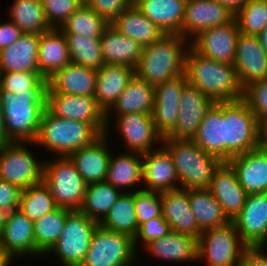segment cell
I'll list each match as a JSON object with an SVG mask.
<instances>
[{
  "label": "cell",
  "instance_id": "obj_38",
  "mask_svg": "<svg viewBox=\"0 0 267 266\" xmlns=\"http://www.w3.org/2000/svg\"><path fill=\"white\" fill-rule=\"evenodd\" d=\"M189 200L196 222L202 231L223 226L231 221L208 189H190Z\"/></svg>",
  "mask_w": 267,
  "mask_h": 266
},
{
  "label": "cell",
  "instance_id": "obj_27",
  "mask_svg": "<svg viewBox=\"0 0 267 266\" xmlns=\"http://www.w3.org/2000/svg\"><path fill=\"white\" fill-rule=\"evenodd\" d=\"M40 37L41 34L23 33L16 42L0 50V73L39 72Z\"/></svg>",
  "mask_w": 267,
  "mask_h": 266
},
{
  "label": "cell",
  "instance_id": "obj_35",
  "mask_svg": "<svg viewBox=\"0 0 267 266\" xmlns=\"http://www.w3.org/2000/svg\"><path fill=\"white\" fill-rule=\"evenodd\" d=\"M142 176V154L134 152H123L119 155L115 154V156L111 154L106 182L118 188L121 192H126L128 187L140 186Z\"/></svg>",
  "mask_w": 267,
  "mask_h": 266
},
{
  "label": "cell",
  "instance_id": "obj_10",
  "mask_svg": "<svg viewBox=\"0 0 267 266\" xmlns=\"http://www.w3.org/2000/svg\"><path fill=\"white\" fill-rule=\"evenodd\" d=\"M137 253L131 236L98 225L80 266H134Z\"/></svg>",
  "mask_w": 267,
  "mask_h": 266
},
{
  "label": "cell",
  "instance_id": "obj_3",
  "mask_svg": "<svg viewBox=\"0 0 267 266\" xmlns=\"http://www.w3.org/2000/svg\"><path fill=\"white\" fill-rule=\"evenodd\" d=\"M0 108L8 141L34 143L46 110V93L13 94L1 89Z\"/></svg>",
  "mask_w": 267,
  "mask_h": 266
},
{
  "label": "cell",
  "instance_id": "obj_2",
  "mask_svg": "<svg viewBox=\"0 0 267 266\" xmlns=\"http://www.w3.org/2000/svg\"><path fill=\"white\" fill-rule=\"evenodd\" d=\"M188 41L181 34H165L159 41L143 47L135 75L156 86L185 74Z\"/></svg>",
  "mask_w": 267,
  "mask_h": 266
},
{
  "label": "cell",
  "instance_id": "obj_23",
  "mask_svg": "<svg viewBox=\"0 0 267 266\" xmlns=\"http://www.w3.org/2000/svg\"><path fill=\"white\" fill-rule=\"evenodd\" d=\"M161 215L169 223L170 230L195 237L202 230L190 207L189 190L178 188L161 193Z\"/></svg>",
  "mask_w": 267,
  "mask_h": 266
},
{
  "label": "cell",
  "instance_id": "obj_24",
  "mask_svg": "<svg viewBox=\"0 0 267 266\" xmlns=\"http://www.w3.org/2000/svg\"><path fill=\"white\" fill-rule=\"evenodd\" d=\"M222 206L226 216L232 221L245 204L247 193L240 185L235 170L228 162H222L213 173L207 188Z\"/></svg>",
  "mask_w": 267,
  "mask_h": 266
},
{
  "label": "cell",
  "instance_id": "obj_40",
  "mask_svg": "<svg viewBox=\"0 0 267 266\" xmlns=\"http://www.w3.org/2000/svg\"><path fill=\"white\" fill-rule=\"evenodd\" d=\"M8 12L10 20L24 33L41 34L51 29L41 0H14Z\"/></svg>",
  "mask_w": 267,
  "mask_h": 266
},
{
  "label": "cell",
  "instance_id": "obj_28",
  "mask_svg": "<svg viewBox=\"0 0 267 266\" xmlns=\"http://www.w3.org/2000/svg\"><path fill=\"white\" fill-rule=\"evenodd\" d=\"M134 75V68L117 64H104L97 70L95 99L105 114L116 103Z\"/></svg>",
  "mask_w": 267,
  "mask_h": 266
},
{
  "label": "cell",
  "instance_id": "obj_5",
  "mask_svg": "<svg viewBox=\"0 0 267 266\" xmlns=\"http://www.w3.org/2000/svg\"><path fill=\"white\" fill-rule=\"evenodd\" d=\"M162 143L171 154L180 188L190 190L209 187L213 173L222 163L217 157L205 153L192 139L163 138Z\"/></svg>",
  "mask_w": 267,
  "mask_h": 266
},
{
  "label": "cell",
  "instance_id": "obj_20",
  "mask_svg": "<svg viewBox=\"0 0 267 266\" xmlns=\"http://www.w3.org/2000/svg\"><path fill=\"white\" fill-rule=\"evenodd\" d=\"M233 65L243 89L267 78V55L257 36L239 34Z\"/></svg>",
  "mask_w": 267,
  "mask_h": 266
},
{
  "label": "cell",
  "instance_id": "obj_50",
  "mask_svg": "<svg viewBox=\"0 0 267 266\" xmlns=\"http://www.w3.org/2000/svg\"><path fill=\"white\" fill-rule=\"evenodd\" d=\"M170 231L169 223L165 221L162 215L145 221L139 225L138 232L134 237L136 251L138 247L145 246L153 240L160 239L166 236ZM140 242L142 245L138 246Z\"/></svg>",
  "mask_w": 267,
  "mask_h": 266
},
{
  "label": "cell",
  "instance_id": "obj_11",
  "mask_svg": "<svg viewBox=\"0 0 267 266\" xmlns=\"http://www.w3.org/2000/svg\"><path fill=\"white\" fill-rule=\"evenodd\" d=\"M31 142H9L0 147V179L22 190L43 181L44 162L27 148Z\"/></svg>",
  "mask_w": 267,
  "mask_h": 266
},
{
  "label": "cell",
  "instance_id": "obj_45",
  "mask_svg": "<svg viewBox=\"0 0 267 266\" xmlns=\"http://www.w3.org/2000/svg\"><path fill=\"white\" fill-rule=\"evenodd\" d=\"M240 33L257 36L267 27V0H249L236 14Z\"/></svg>",
  "mask_w": 267,
  "mask_h": 266
},
{
  "label": "cell",
  "instance_id": "obj_37",
  "mask_svg": "<svg viewBox=\"0 0 267 266\" xmlns=\"http://www.w3.org/2000/svg\"><path fill=\"white\" fill-rule=\"evenodd\" d=\"M139 190L142 189L133 188V191L122 192L99 225L109 231L127 234L134 239L139 228L135 212V192Z\"/></svg>",
  "mask_w": 267,
  "mask_h": 266
},
{
  "label": "cell",
  "instance_id": "obj_57",
  "mask_svg": "<svg viewBox=\"0 0 267 266\" xmlns=\"http://www.w3.org/2000/svg\"><path fill=\"white\" fill-rule=\"evenodd\" d=\"M7 143H9V141L5 134L3 111L0 108V147Z\"/></svg>",
  "mask_w": 267,
  "mask_h": 266
},
{
  "label": "cell",
  "instance_id": "obj_53",
  "mask_svg": "<svg viewBox=\"0 0 267 266\" xmlns=\"http://www.w3.org/2000/svg\"><path fill=\"white\" fill-rule=\"evenodd\" d=\"M20 30L10 19L0 24V50L9 47L16 42L22 35Z\"/></svg>",
  "mask_w": 267,
  "mask_h": 266
},
{
  "label": "cell",
  "instance_id": "obj_29",
  "mask_svg": "<svg viewBox=\"0 0 267 266\" xmlns=\"http://www.w3.org/2000/svg\"><path fill=\"white\" fill-rule=\"evenodd\" d=\"M37 63L39 72L46 81L71 63L68 43L60 29L41 33Z\"/></svg>",
  "mask_w": 267,
  "mask_h": 266
},
{
  "label": "cell",
  "instance_id": "obj_41",
  "mask_svg": "<svg viewBox=\"0 0 267 266\" xmlns=\"http://www.w3.org/2000/svg\"><path fill=\"white\" fill-rule=\"evenodd\" d=\"M70 211L69 209L58 207L33 223L36 256L47 255L56 244L64 228L67 214Z\"/></svg>",
  "mask_w": 267,
  "mask_h": 266
},
{
  "label": "cell",
  "instance_id": "obj_8",
  "mask_svg": "<svg viewBox=\"0 0 267 266\" xmlns=\"http://www.w3.org/2000/svg\"><path fill=\"white\" fill-rule=\"evenodd\" d=\"M197 261L207 266H238L247 246L232 221L203 230L197 240Z\"/></svg>",
  "mask_w": 267,
  "mask_h": 266
},
{
  "label": "cell",
  "instance_id": "obj_9",
  "mask_svg": "<svg viewBox=\"0 0 267 266\" xmlns=\"http://www.w3.org/2000/svg\"><path fill=\"white\" fill-rule=\"evenodd\" d=\"M99 223L80 210L67 214L64 228L56 244L47 254L58 256L62 266H80L90 246L92 235Z\"/></svg>",
  "mask_w": 267,
  "mask_h": 266
},
{
  "label": "cell",
  "instance_id": "obj_31",
  "mask_svg": "<svg viewBox=\"0 0 267 266\" xmlns=\"http://www.w3.org/2000/svg\"><path fill=\"white\" fill-rule=\"evenodd\" d=\"M197 247L195 237L170 231L166 236L151 241L142 249L156 259L189 263L198 260Z\"/></svg>",
  "mask_w": 267,
  "mask_h": 266
},
{
  "label": "cell",
  "instance_id": "obj_36",
  "mask_svg": "<svg viewBox=\"0 0 267 266\" xmlns=\"http://www.w3.org/2000/svg\"><path fill=\"white\" fill-rule=\"evenodd\" d=\"M192 140L223 162V102L214 103L206 112Z\"/></svg>",
  "mask_w": 267,
  "mask_h": 266
},
{
  "label": "cell",
  "instance_id": "obj_49",
  "mask_svg": "<svg viewBox=\"0 0 267 266\" xmlns=\"http://www.w3.org/2000/svg\"><path fill=\"white\" fill-rule=\"evenodd\" d=\"M242 99L256 115L258 121L267 116V78L247 85L243 89Z\"/></svg>",
  "mask_w": 267,
  "mask_h": 266
},
{
  "label": "cell",
  "instance_id": "obj_60",
  "mask_svg": "<svg viewBox=\"0 0 267 266\" xmlns=\"http://www.w3.org/2000/svg\"><path fill=\"white\" fill-rule=\"evenodd\" d=\"M6 213L4 211L0 210V240L2 238V233H3V228L5 224V219H6Z\"/></svg>",
  "mask_w": 267,
  "mask_h": 266
},
{
  "label": "cell",
  "instance_id": "obj_48",
  "mask_svg": "<svg viewBox=\"0 0 267 266\" xmlns=\"http://www.w3.org/2000/svg\"><path fill=\"white\" fill-rule=\"evenodd\" d=\"M135 212L138 226L161 215V193L139 190L135 192Z\"/></svg>",
  "mask_w": 267,
  "mask_h": 266
},
{
  "label": "cell",
  "instance_id": "obj_15",
  "mask_svg": "<svg viewBox=\"0 0 267 266\" xmlns=\"http://www.w3.org/2000/svg\"><path fill=\"white\" fill-rule=\"evenodd\" d=\"M115 117L116 131L128 152L145 154L158 148L154 147L156 142L162 144L163 137L156 130L152 114L129 113Z\"/></svg>",
  "mask_w": 267,
  "mask_h": 266
},
{
  "label": "cell",
  "instance_id": "obj_6",
  "mask_svg": "<svg viewBox=\"0 0 267 266\" xmlns=\"http://www.w3.org/2000/svg\"><path fill=\"white\" fill-rule=\"evenodd\" d=\"M259 146V121L247 103L223 102V162Z\"/></svg>",
  "mask_w": 267,
  "mask_h": 266
},
{
  "label": "cell",
  "instance_id": "obj_26",
  "mask_svg": "<svg viewBox=\"0 0 267 266\" xmlns=\"http://www.w3.org/2000/svg\"><path fill=\"white\" fill-rule=\"evenodd\" d=\"M97 70L70 63L47 80L46 93L95 97Z\"/></svg>",
  "mask_w": 267,
  "mask_h": 266
},
{
  "label": "cell",
  "instance_id": "obj_18",
  "mask_svg": "<svg viewBox=\"0 0 267 266\" xmlns=\"http://www.w3.org/2000/svg\"><path fill=\"white\" fill-rule=\"evenodd\" d=\"M235 17L216 0H186L181 35L193 39L204 30L224 25Z\"/></svg>",
  "mask_w": 267,
  "mask_h": 266
},
{
  "label": "cell",
  "instance_id": "obj_1",
  "mask_svg": "<svg viewBox=\"0 0 267 266\" xmlns=\"http://www.w3.org/2000/svg\"><path fill=\"white\" fill-rule=\"evenodd\" d=\"M187 82L216 102L236 101L243 97L234 65L203 57L191 47L186 52Z\"/></svg>",
  "mask_w": 267,
  "mask_h": 266
},
{
  "label": "cell",
  "instance_id": "obj_58",
  "mask_svg": "<svg viewBox=\"0 0 267 266\" xmlns=\"http://www.w3.org/2000/svg\"><path fill=\"white\" fill-rule=\"evenodd\" d=\"M257 38L259 40V43L263 49V51L266 53L267 55V27H265L262 32H260L257 35Z\"/></svg>",
  "mask_w": 267,
  "mask_h": 266
},
{
  "label": "cell",
  "instance_id": "obj_42",
  "mask_svg": "<svg viewBox=\"0 0 267 266\" xmlns=\"http://www.w3.org/2000/svg\"><path fill=\"white\" fill-rule=\"evenodd\" d=\"M109 23L84 3L61 27L64 34L100 39Z\"/></svg>",
  "mask_w": 267,
  "mask_h": 266
},
{
  "label": "cell",
  "instance_id": "obj_55",
  "mask_svg": "<svg viewBox=\"0 0 267 266\" xmlns=\"http://www.w3.org/2000/svg\"><path fill=\"white\" fill-rule=\"evenodd\" d=\"M219 4L227 7L236 14L249 0H216Z\"/></svg>",
  "mask_w": 267,
  "mask_h": 266
},
{
  "label": "cell",
  "instance_id": "obj_19",
  "mask_svg": "<svg viewBox=\"0 0 267 266\" xmlns=\"http://www.w3.org/2000/svg\"><path fill=\"white\" fill-rule=\"evenodd\" d=\"M160 146L142 154V190L162 193L180 188L171 154L163 144Z\"/></svg>",
  "mask_w": 267,
  "mask_h": 266
},
{
  "label": "cell",
  "instance_id": "obj_47",
  "mask_svg": "<svg viewBox=\"0 0 267 266\" xmlns=\"http://www.w3.org/2000/svg\"><path fill=\"white\" fill-rule=\"evenodd\" d=\"M51 29H61L67 19L85 2L82 0H41Z\"/></svg>",
  "mask_w": 267,
  "mask_h": 266
},
{
  "label": "cell",
  "instance_id": "obj_14",
  "mask_svg": "<svg viewBox=\"0 0 267 266\" xmlns=\"http://www.w3.org/2000/svg\"><path fill=\"white\" fill-rule=\"evenodd\" d=\"M232 222L247 247L267 245V193L247 195L244 206Z\"/></svg>",
  "mask_w": 267,
  "mask_h": 266
},
{
  "label": "cell",
  "instance_id": "obj_13",
  "mask_svg": "<svg viewBox=\"0 0 267 266\" xmlns=\"http://www.w3.org/2000/svg\"><path fill=\"white\" fill-rule=\"evenodd\" d=\"M240 34L235 17L224 25L212 27L190 38V47L203 57L232 64Z\"/></svg>",
  "mask_w": 267,
  "mask_h": 266
},
{
  "label": "cell",
  "instance_id": "obj_30",
  "mask_svg": "<svg viewBox=\"0 0 267 266\" xmlns=\"http://www.w3.org/2000/svg\"><path fill=\"white\" fill-rule=\"evenodd\" d=\"M154 105V86L138 78L136 75L128 82L116 103L106 113V131L110 130V118L115 111V116L129 113L152 114Z\"/></svg>",
  "mask_w": 267,
  "mask_h": 266
},
{
  "label": "cell",
  "instance_id": "obj_44",
  "mask_svg": "<svg viewBox=\"0 0 267 266\" xmlns=\"http://www.w3.org/2000/svg\"><path fill=\"white\" fill-rule=\"evenodd\" d=\"M56 208L55 200L44 181L22 191L18 209L33 223Z\"/></svg>",
  "mask_w": 267,
  "mask_h": 266
},
{
  "label": "cell",
  "instance_id": "obj_22",
  "mask_svg": "<svg viewBox=\"0 0 267 266\" xmlns=\"http://www.w3.org/2000/svg\"><path fill=\"white\" fill-rule=\"evenodd\" d=\"M0 246L13 260L36 256L34 224L21 210L6 215Z\"/></svg>",
  "mask_w": 267,
  "mask_h": 266
},
{
  "label": "cell",
  "instance_id": "obj_59",
  "mask_svg": "<svg viewBox=\"0 0 267 266\" xmlns=\"http://www.w3.org/2000/svg\"><path fill=\"white\" fill-rule=\"evenodd\" d=\"M13 259L0 246V266H10Z\"/></svg>",
  "mask_w": 267,
  "mask_h": 266
},
{
  "label": "cell",
  "instance_id": "obj_21",
  "mask_svg": "<svg viewBox=\"0 0 267 266\" xmlns=\"http://www.w3.org/2000/svg\"><path fill=\"white\" fill-rule=\"evenodd\" d=\"M108 132L106 131L90 145L84 146L68 156L87 185L106 180L112 154V149L110 151L109 142H107Z\"/></svg>",
  "mask_w": 267,
  "mask_h": 266
},
{
  "label": "cell",
  "instance_id": "obj_54",
  "mask_svg": "<svg viewBox=\"0 0 267 266\" xmlns=\"http://www.w3.org/2000/svg\"><path fill=\"white\" fill-rule=\"evenodd\" d=\"M265 247H247L238 266H267Z\"/></svg>",
  "mask_w": 267,
  "mask_h": 266
},
{
  "label": "cell",
  "instance_id": "obj_4",
  "mask_svg": "<svg viewBox=\"0 0 267 266\" xmlns=\"http://www.w3.org/2000/svg\"><path fill=\"white\" fill-rule=\"evenodd\" d=\"M101 135L92 124L57 117L46 108L33 144L42 145L49 153H54L53 156L68 157Z\"/></svg>",
  "mask_w": 267,
  "mask_h": 266
},
{
  "label": "cell",
  "instance_id": "obj_25",
  "mask_svg": "<svg viewBox=\"0 0 267 266\" xmlns=\"http://www.w3.org/2000/svg\"><path fill=\"white\" fill-rule=\"evenodd\" d=\"M228 163L235 170L247 195L267 193V149L259 146L232 157Z\"/></svg>",
  "mask_w": 267,
  "mask_h": 266
},
{
  "label": "cell",
  "instance_id": "obj_16",
  "mask_svg": "<svg viewBox=\"0 0 267 266\" xmlns=\"http://www.w3.org/2000/svg\"><path fill=\"white\" fill-rule=\"evenodd\" d=\"M215 102L198 88L187 83L180 96V109L173 131L166 137L173 140L192 139Z\"/></svg>",
  "mask_w": 267,
  "mask_h": 266
},
{
  "label": "cell",
  "instance_id": "obj_32",
  "mask_svg": "<svg viewBox=\"0 0 267 266\" xmlns=\"http://www.w3.org/2000/svg\"><path fill=\"white\" fill-rule=\"evenodd\" d=\"M100 41L105 64L136 68L143 50L137 41L121 34L111 24L105 28Z\"/></svg>",
  "mask_w": 267,
  "mask_h": 266
},
{
  "label": "cell",
  "instance_id": "obj_7",
  "mask_svg": "<svg viewBox=\"0 0 267 266\" xmlns=\"http://www.w3.org/2000/svg\"><path fill=\"white\" fill-rule=\"evenodd\" d=\"M43 181L50 189L57 207L79 210L87 184L69 157L44 160Z\"/></svg>",
  "mask_w": 267,
  "mask_h": 266
},
{
  "label": "cell",
  "instance_id": "obj_43",
  "mask_svg": "<svg viewBox=\"0 0 267 266\" xmlns=\"http://www.w3.org/2000/svg\"><path fill=\"white\" fill-rule=\"evenodd\" d=\"M64 35L68 43L71 63L95 70L105 64L100 39L86 38L77 34Z\"/></svg>",
  "mask_w": 267,
  "mask_h": 266
},
{
  "label": "cell",
  "instance_id": "obj_39",
  "mask_svg": "<svg viewBox=\"0 0 267 266\" xmlns=\"http://www.w3.org/2000/svg\"><path fill=\"white\" fill-rule=\"evenodd\" d=\"M121 191L110 183L103 181L88 184L84 200L79 209L92 220L100 223L116 203Z\"/></svg>",
  "mask_w": 267,
  "mask_h": 266
},
{
  "label": "cell",
  "instance_id": "obj_52",
  "mask_svg": "<svg viewBox=\"0 0 267 266\" xmlns=\"http://www.w3.org/2000/svg\"><path fill=\"white\" fill-rule=\"evenodd\" d=\"M22 189L0 179V210L6 214L19 208Z\"/></svg>",
  "mask_w": 267,
  "mask_h": 266
},
{
  "label": "cell",
  "instance_id": "obj_56",
  "mask_svg": "<svg viewBox=\"0 0 267 266\" xmlns=\"http://www.w3.org/2000/svg\"><path fill=\"white\" fill-rule=\"evenodd\" d=\"M260 147L267 149V116L259 121Z\"/></svg>",
  "mask_w": 267,
  "mask_h": 266
},
{
  "label": "cell",
  "instance_id": "obj_33",
  "mask_svg": "<svg viewBox=\"0 0 267 266\" xmlns=\"http://www.w3.org/2000/svg\"><path fill=\"white\" fill-rule=\"evenodd\" d=\"M135 6L166 34H181L186 0H134Z\"/></svg>",
  "mask_w": 267,
  "mask_h": 266
},
{
  "label": "cell",
  "instance_id": "obj_51",
  "mask_svg": "<svg viewBox=\"0 0 267 266\" xmlns=\"http://www.w3.org/2000/svg\"><path fill=\"white\" fill-rule=\"evenodd\" d=\"M85 3L111 24L119 14L134 4V0H86Z\"/></svg>",
  "mask_w": 267,
  "mask_h": 266
},
{
  "label": "cell",
  "instance_id": "obj_34",
  "mask_svg": "<svg viewBox=\"0 0 267 266\" xmlns=\"http://www.w3.org/2000/svg\"><path fill=\"white\" fill-rule=\"evenodd\" d=\"M121 34L137 41L142 47L159 41L164 33L135 4L126 8L111 23Z\"/></svg>",
  "mask_w": 267,
  "mask_h": 266
},
{
  "label": "cell",
  "instance_id": "obj_17",
  "mask_svg": "<svg viewBox=\"0 0 267 266\" xmlns=\"http://www.w3.org/2000/svg\"><path fill=\"white\" fill-rule=\"evenodd\" d=\"M186 75H180L154 86L153 122L157 132L166 138L174 129L180 109V96L187 84Z\"/></svg>",
  "mask_w": 267,
  "mask_h": 266
},
{
  "label": "cell",
  "instance_id": "obj_12",
  "mask_svg": "<svg viewBox=\"0 0 267 266\" xmlns=\"http://www.w3.org/2000/svg\"><path fill=\"white\" fill-rule=\"evenodd\" d=\"M46 108L57 117L89 123L101 134L106 132V114L99 107L95 97L46 93Z\"/></svg>",
  "mask_w": 267,
  "mask_h": 266
},
{
  "label": "cell",
  "instance_id": "obj_46",
  "mask_svg": "<svg viewBox=\"0 0 267 266\" xmlns=\"http://www.w3.org/2000/svg\"><path fill=\"white\" fill-rule=\"evenodd\" d=\"M1 89L13 94L46 93L47 81L40 72L0 73Z\"/></svg>",
  "mask_w": 267,
  "mask_h": 266
}]
</instances>
